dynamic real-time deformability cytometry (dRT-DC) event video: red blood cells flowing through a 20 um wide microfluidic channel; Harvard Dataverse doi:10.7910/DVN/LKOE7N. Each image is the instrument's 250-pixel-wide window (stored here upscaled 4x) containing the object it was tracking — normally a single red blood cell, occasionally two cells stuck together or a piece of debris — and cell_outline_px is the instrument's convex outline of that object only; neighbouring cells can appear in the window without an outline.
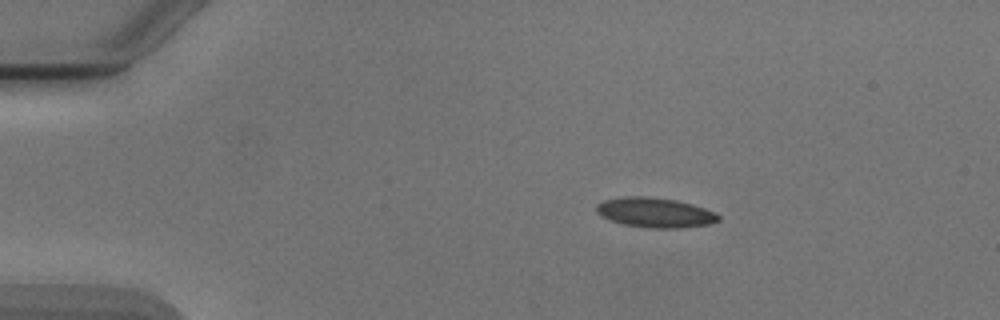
{"species": "Egyptian fruit bat (a non-hibernating species)", "species_latin": "Rousettus aegyptiacus", "temperature_condition": "cold", "stored_images_in_passage": 8, "camera_frame_rate_fps": 3000, "um_per_image_px": 0.085, "animal": {"sex": "male"}, "frame": {"image": 1, "passage_image": 2, "time_ms": 1.0, "image_size_px": [1000, 320], "cell_outline_px": [[720, 220], [708, 224], [680, 228], [648, 228], [624, 224], [608, 220], [600, 216], [596, 212], [596, 204], [604, 200], [624, 196], [644, 196], [676, 200], [692, 204], [716, 212], [720, 216]], "centroid_in_image_um": [55.65, 18.07], "position_along_channel_um": 29.3, "area_um2": 21.33}}
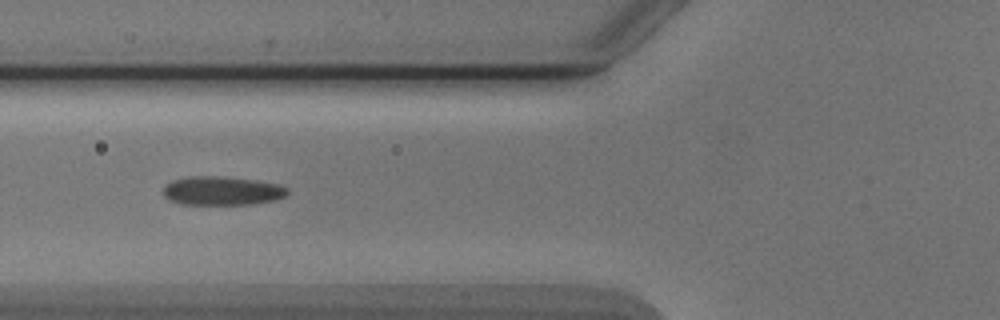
{"frame": {"image": 2, "passage_image": 5, "time_ms": 4.667, "image_size_px": [1000, 320], "cell_outline_px": [[288, 192], [284, 196], [276, 200], [252, 204], [180, 204], [168, 200], [164, 196], [164, 184], [172, 180], [188, 176], [220, 176], [256, 180], [280, 184], [288, 188]], "centroid_in_image_um": [18.86, 16.21], "position_along_channel_um": 106.9, "area_um2": 21.04}}
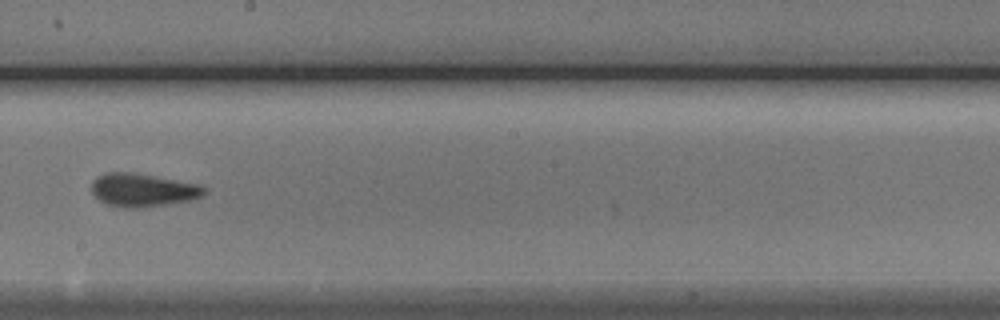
{"frame": {"image": 3, "passage_image": 8, "time_ms": 8.0, "image_size_px": [1000, 320], "cell_outline_px": [[208, 192], [204, 196], [192, 200], [140, 208], [124, 208], [108, 204], [100, 200], [92, 192], [92, 180], [108, 172], [132, 172], [200, 184], [208, 188]], "centroid_in_image_um": [12.21, 16.16], "position_along_channel_um": 236.0, "area_um2": 21.91}}